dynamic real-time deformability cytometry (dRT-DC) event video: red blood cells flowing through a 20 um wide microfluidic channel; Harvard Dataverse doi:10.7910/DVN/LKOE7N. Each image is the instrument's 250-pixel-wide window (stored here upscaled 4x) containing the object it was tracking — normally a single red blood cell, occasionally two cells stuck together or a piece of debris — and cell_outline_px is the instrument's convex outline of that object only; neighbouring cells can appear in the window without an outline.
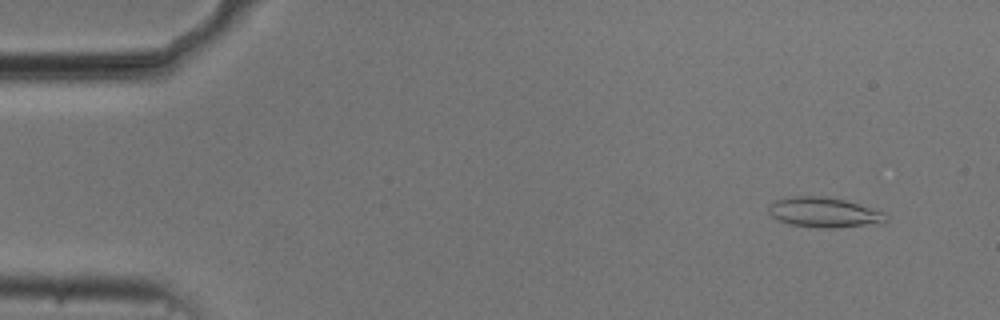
{"species": "common noctule bat (a hibernating species)", "species_latin": "Nyctalus noctula", "temperature_condition": "cold", "stored_images_in_passage": 53, "camera_frame_rate_fps": 3000, "um_per_image_px": 0.085, "animal": {"sex": "male", "body_mass_g": 20.5, "forearm_length_mm": 52.5}, "frame": {"image": 1, "passage_image": 4, "time_ms": 1.0, "image_size_px": [1000, 320], "cell_outline_px": [[888, 220], [884, 224], [832, 228], [824, 228], [788, 224], [772, 216], [768, 212], [768, 204], [776, 200], [792, 196], [828, 196], [844, 200], [884, 212], [888, 216]], "centroid_in_image_um": [70.08, 18.06], "position_along_channel_um": 14.9, "area_um2": 20.75}}
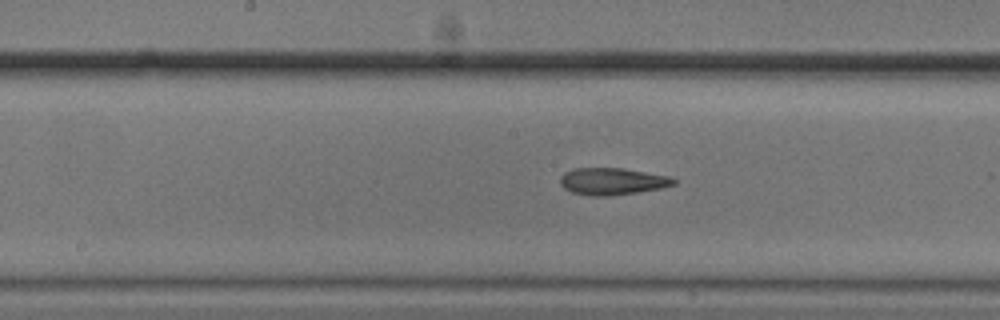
{"frame": {"image": 2, "passage_image": 27, "time_ms": 8.667, "image_size_px": [1000, 320], "cell_outline_px": [[676, 184], [660, 188], [636, 192], [608, 196], [592, 196], [572, 192], [564, 188], [560, 184], [560, 176], [564, 172], [572, 168], [624, 168], [668, 176], [676, 180]], "centroid_in_image_um": [52.0, 15.4], "position_along_channel_um": 196.2, "area_um2": 17.8}}
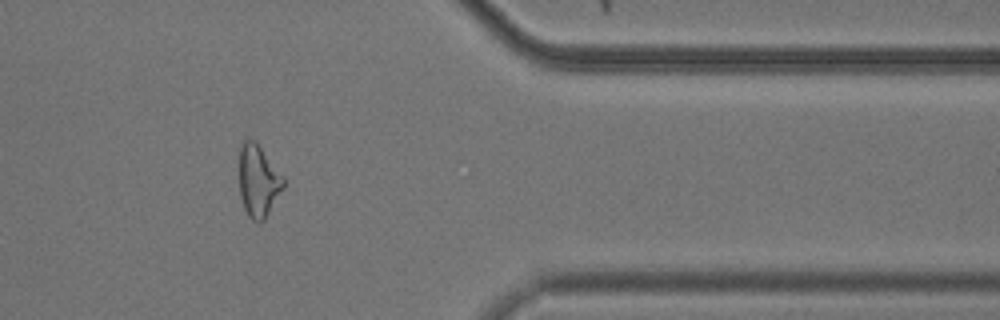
{"frame": {"image": 3, "passage_image": 44, "time_ms": 14.333, "image_size_px": [1000, 320], "cell_outline_px": [[284, 188], [264, 220], [260, 224], [252, 220], [248, 216], [244, 208], [240, 196], [240, 144], [248, 136], [256, 140], [284, 176]], "centroid_in_image_um": [21.96, 15.34], "position_along_channel_um": 389.4, "area_um2": 18.96}, "authors_computed_cell_mechanics": {"area_um2": 18.7272, "velocity_mm_per_s": 3.7345, "shape_relaxation_time_tau1_ms": null, "shape_relaxation_time_tau2_ms": 5.057, "deformation_change_tau1": null, "deformation_change_tau2": 0.1568}}